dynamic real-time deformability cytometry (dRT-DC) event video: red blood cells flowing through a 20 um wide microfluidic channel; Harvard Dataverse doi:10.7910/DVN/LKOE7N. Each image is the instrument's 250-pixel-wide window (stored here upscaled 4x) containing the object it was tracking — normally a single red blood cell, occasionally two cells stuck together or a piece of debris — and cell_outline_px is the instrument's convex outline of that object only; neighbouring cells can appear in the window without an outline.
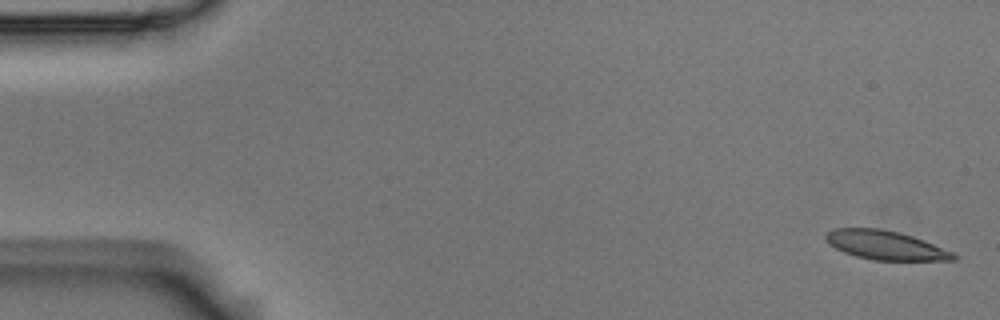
{"species": "Egyptian fruit bat (a non-hibernating species)", "species_latin": "Rousettus aegyptiacus", "temperature_condition": "room temperature", "stored_images_in_passage": 6, "segment_of_instrument_passage": [1, 2], "camera_frame_rate_fps": 3000, "um_per_image_px": 0.085, "animal": {"sex": "male"}, "frame": {"image": 1, "passage_image": 1, "time_ms": 0.0, "image_size_px": [1000, 320], "cell_outline_px": [[960, 256], [956, 260], [872, 260], [856, 256], [844, 252], [828, 244], [824, 240], [824, 236], [832, 228], [880, 228], [900, 232], [924, 240], [952, 252]], "centroid_in_image_um": [75.25, 20.83], "position_along_channel_um": 9.8, "area_um2": 21.68}}